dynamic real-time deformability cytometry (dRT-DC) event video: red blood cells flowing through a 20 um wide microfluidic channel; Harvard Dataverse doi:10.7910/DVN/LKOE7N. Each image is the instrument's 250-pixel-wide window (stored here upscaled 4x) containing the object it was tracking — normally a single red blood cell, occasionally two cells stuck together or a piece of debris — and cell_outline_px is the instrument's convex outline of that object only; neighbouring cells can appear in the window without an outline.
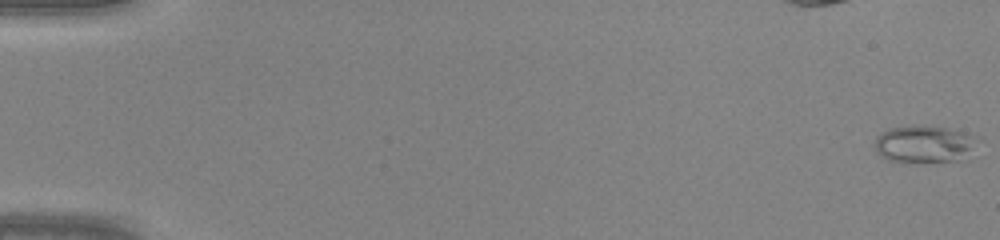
{"species": "common noctule bat (a hibernating species)", "species_latin": "Nyctalus noctula", "temperature_condition": "warm", "stored_images_in_passage": 38, "camera_frame_rate_fps": 3000, "um_per_image_px": 0.085, "animal": {"sex": "male", "body_mass_g": 20.0, "forearm_length_mm": 53.3}, "frame": {"image": 1, "passage_image": 1, "time_ms": 0.0, "image_size_px": [1000, 240], "cell_outline_px": [[984, 136], [980, 140], [956, 160], [888, 160], [880, 156], [876, 152], [876, 136], [888, 128], [912, 124], [924, 124], [948, 128]], "centroid_in_image_um": [78.55, 12.15], "position_along_channel_um": 6.5, "area_um2": 21.96}}